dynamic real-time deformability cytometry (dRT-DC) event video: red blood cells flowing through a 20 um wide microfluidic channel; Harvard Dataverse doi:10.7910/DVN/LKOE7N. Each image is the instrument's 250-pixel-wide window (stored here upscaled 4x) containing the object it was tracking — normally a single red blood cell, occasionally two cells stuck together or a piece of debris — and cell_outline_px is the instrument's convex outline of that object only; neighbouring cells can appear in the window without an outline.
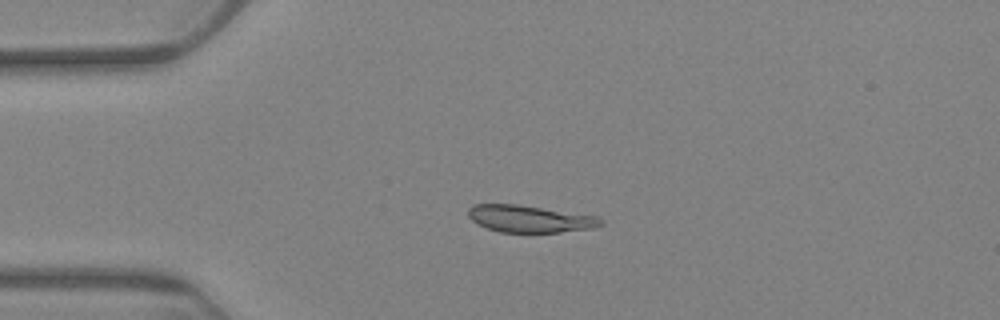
{"species": "Egyptian fruit bat (a non-hibernating species)", "species_latin": "Rousettus aegyptiacus", "temperature_condition": "warm", "stored_images_in_passage": 4, "camera_frame_rate_fps": 3000, "um_per_image_px": 0.085, "animal": {"sex": "female"}, "frame": {"image": 1, "passage_image": 3, "time_ms": 2.667, "image_size_px": [1000, 320], "cell_outline_px": [[604, 224], [596, 228], [560, 232], [500, 232], [476, 224], [468, 216], [468, 208], [472, 204], [516, 204], [596, 216], [604, 220]], "centroid_in_image_um": [45.03, 18.6], "position_along_channel_um": 40.0, "area_um2": 20.92}}